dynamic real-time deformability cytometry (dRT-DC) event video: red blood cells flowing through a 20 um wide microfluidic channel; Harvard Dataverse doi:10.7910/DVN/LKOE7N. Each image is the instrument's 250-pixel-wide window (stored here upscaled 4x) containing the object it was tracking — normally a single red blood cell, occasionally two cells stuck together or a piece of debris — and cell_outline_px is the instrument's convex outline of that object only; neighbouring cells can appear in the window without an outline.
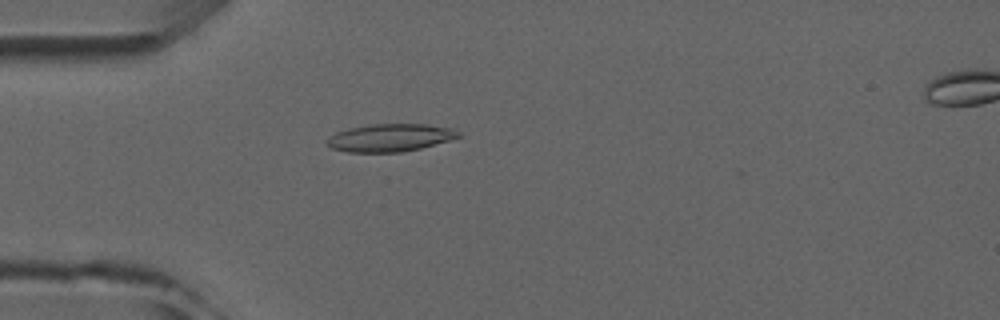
{"species": "common noctule bat (a hibernating species)", "species_latin": "Nyctalus noctula", "temperature_condition": "room temperature", "stored_images_in_passage": 2, "camera_frame_rate_fps": 3000, "um_per_image_px": 0.085, "animal": {"sex": "male", "forearm_length_mm": 52.5}, "frame": {"image": 1, "passage_image": 1, "time_ms": 0.0, "image_size_px": [1000, 320], "cell_outline_px": [[460, 136], [448, 140], [420, 148], [400, 152], [348, 152], [332, 148], [324, 144], [324, 140], [328, 136], [336, 132], [348, 128], [372, 124], [428, 124], [456, 128], [460, 132]], "centroid_in_image_um": [33.11, 11.69], "position_along_channel_um": 51.9, "area_um2": 21.39}}